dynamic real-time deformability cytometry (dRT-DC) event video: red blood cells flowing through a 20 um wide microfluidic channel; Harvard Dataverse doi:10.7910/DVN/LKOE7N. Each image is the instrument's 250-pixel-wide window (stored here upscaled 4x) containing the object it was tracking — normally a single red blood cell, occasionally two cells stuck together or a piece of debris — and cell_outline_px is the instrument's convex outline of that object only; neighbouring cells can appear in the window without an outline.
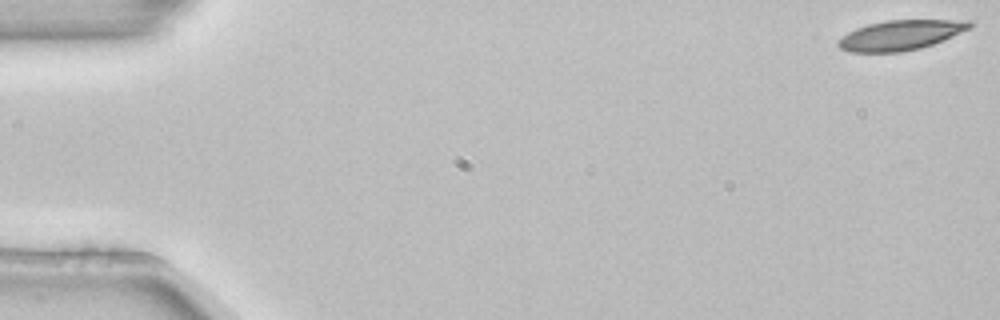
{"species": "common noctule bat (a hibernating species)", "species_latin": "Nyctalus noctula", "temperature_condition": "room temperature", "stored_images_in_passage": 6, "camera_frame_rate_fps": 3000, "um_per_image_px": 0.085, "animal": {"sex": "female", "body_mass_g": 22.7, "forearm_length_mm": 54.2}, "frame": {"image": 1, "passage_image": 1, "time_ms": 0.0, "image_size_px": [1000, 320], "cell_outline_px": [[976, 24], [972, 28], [944, 40], [920, 48], [900, 52], [848, 52], [840, 48], [836, 44], [836, 40], [840, 36], [856, 28], [868, 24], [888, 20], [972, 20]], "centroid_in_image_um": [76.56, 2.98], "position_along_channel_um": 8.4, "area_um2": 23.24}}
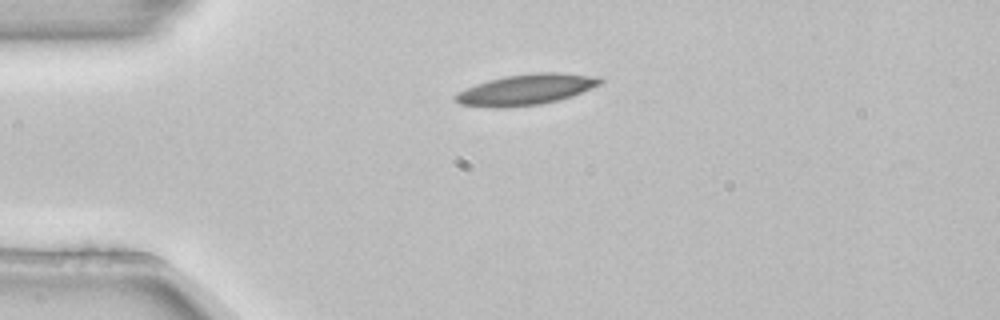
{"frame": {"image": 2, "passage_image": 4, "time_ms": 1.0, "image_size_px": [1000, 320], "cell_outline_px": [[604, 80], [600, 84], [572, 96], [540, 104], [504, 108], [492, 108], [460, 104], [452, 100], [452, 96], [456, 92], [476, 84], [488, 80], [504, 76], [536, 72], [556, 72], [596, 76]], "centroid_in_image_um": [44.64, 7.61], "position_along_channel_um": 40.4, "area_um2": 26.07}}